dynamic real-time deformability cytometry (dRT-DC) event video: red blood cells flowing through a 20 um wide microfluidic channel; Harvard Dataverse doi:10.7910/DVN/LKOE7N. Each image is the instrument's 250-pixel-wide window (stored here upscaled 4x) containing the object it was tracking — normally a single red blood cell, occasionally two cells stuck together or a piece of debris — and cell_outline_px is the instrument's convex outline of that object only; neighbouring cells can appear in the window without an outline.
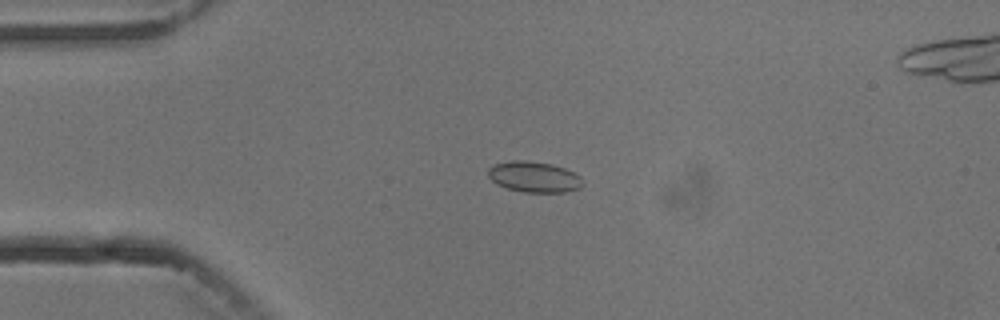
{"species": "common noctule bat (a hibernating species)", "species_latin": "Nyctalus noctula", "temperature_condition": "cold", "stored_images_in_passage": 4, "camera_frame_rate_fps": 3000, "um_per_image_px": 0.085, "animal": {"sex": "male", "body_mass_g": 13.3}, "frame": {"image": 1, "passage_image": 3, "time_ms": 2.333, "image_size_px": [1000, 320], "cell_outline_px": [[584, 184], [580, 188], [564, 192], [524, 192], [508, 188], [496, 184], [488, 176], [488, 168], [492, 164], [512, 160], [528, 160], [552, 164], [564, 168], [580, 176]], "centroid_in_image_um": [45.38, 15.02], "position_along_channel_um": 39.6, "area_um2": 17.05}}